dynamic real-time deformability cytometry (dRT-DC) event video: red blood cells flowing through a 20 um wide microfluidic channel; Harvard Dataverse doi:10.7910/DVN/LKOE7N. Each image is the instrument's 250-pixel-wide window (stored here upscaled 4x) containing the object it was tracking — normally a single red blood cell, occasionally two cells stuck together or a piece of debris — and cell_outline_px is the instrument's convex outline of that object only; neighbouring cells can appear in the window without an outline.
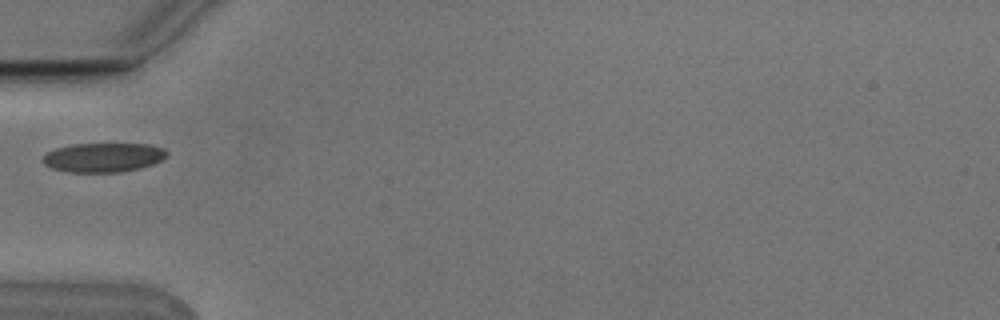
{"species": "Egyptian fruit bat (a non-hibernating species)", "species_latin": "Rousettus aegyptiacus", "temperature_condition": "cold", "stored_images_in_passage": 6, "camera_frame_rate_fps": 3000, "um_per_image_px": 0.085, "animal": {"sex": "male"}, "frame": {"image": 1, "passage_image": 5, "time_ms": 1.333, "image_size_px": [1000, 320], "cell_outline_px": [[168, 152], [160, 160], [152, 164], [140, 168], [120, 172], [68, 172], [52, 168], [44, 164], [40, 160], [48, 152], [56, 148], [72, 144], [152, 144], [164, 148]], "centroid_in_image_um": [8.76, 13.38], "position_along_channel_um": 76.2, "area_um2": 21.1}}